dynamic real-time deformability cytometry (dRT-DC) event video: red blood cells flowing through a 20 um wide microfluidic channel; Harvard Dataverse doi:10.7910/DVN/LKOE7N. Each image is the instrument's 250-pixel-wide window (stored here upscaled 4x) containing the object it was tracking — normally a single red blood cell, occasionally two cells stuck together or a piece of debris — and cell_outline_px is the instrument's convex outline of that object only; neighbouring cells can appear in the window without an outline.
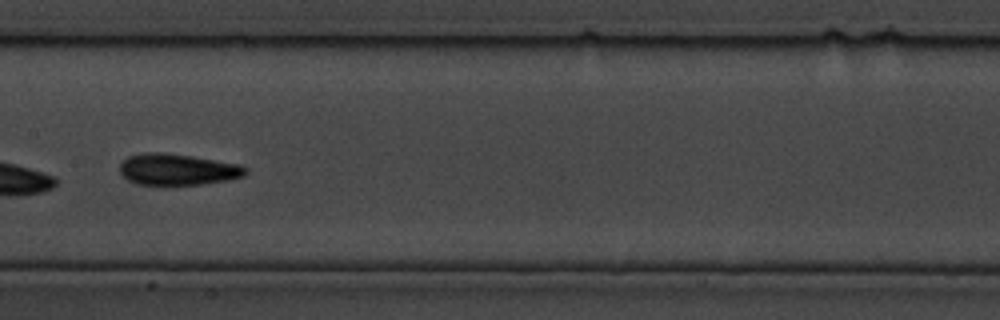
{"species": "common noctule bat (a hibernating species)", "species_latin": "Nyctalus noctula", "temperature_condition": "cold", "stored_images_in_passage": 21, "camera_frame_rate_fps": 3000, "um_per_image_px": 0.085, "animal": {"sex": "male", "body_mass_g": 19.5, "forearm_length_mm": 54.6}, "frame": {"image": 1, "passage_image": 10, "time_ms": 3.0, "image_size_px": [1000, 320], "cell_outline_px": [[248, 172], [244, 176], [228, 180], [200, 184], [136, 184], [128, 180], [120, 172], [120, 164], [128, 156], [144, 152], [160, 152], [192, 156], [240, 164], [248, 168]], "centroid_in_image_um": [15.11, 14.39], "position_along_channel_um": 192.3, "area_um2": 22.89}}